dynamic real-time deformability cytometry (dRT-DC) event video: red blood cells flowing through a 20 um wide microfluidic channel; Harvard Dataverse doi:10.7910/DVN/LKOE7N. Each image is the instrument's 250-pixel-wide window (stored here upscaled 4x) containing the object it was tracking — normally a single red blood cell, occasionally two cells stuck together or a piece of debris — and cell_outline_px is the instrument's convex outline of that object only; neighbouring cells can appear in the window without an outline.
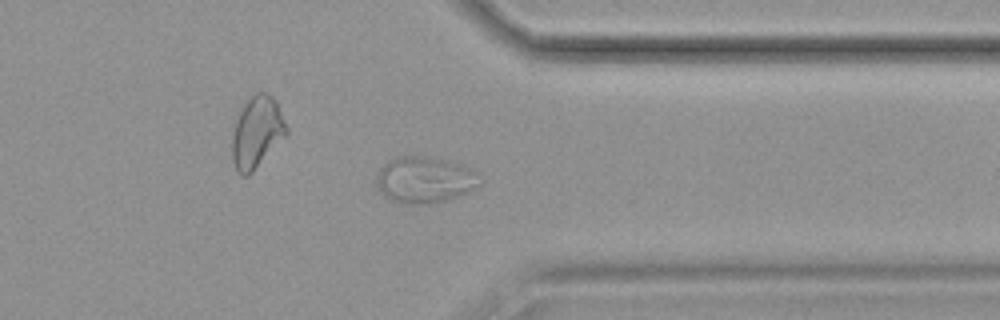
{"species": "common noctule bat (a hibernating species)", "species_latin": "Nyctalus noctula", "temperature_condition": "cold", "stored_images_in_passage": 57, "segment_of_instrument_passage": [2, 3], "camera_frame_rate_fps": 3000, "um_per_image_px": 0.085, "animal": {"sex": "female", "body_mass_g": 19.9}, "frame": {"image": 1, "passage_image": 44, "time_ms": 14.333, "image_size_px": [1000, 320], "cell_outline_px": [[484, 180], [480, 184], [468, 192], [444, 200], [428, 204], [408, 204], [388, 200], [380, 192], [376, 184], [376, 180], [380, 168], [388, 160], [396, 156], [424, 156], [448, 160], [464, 164], [480, 172]], "centroid_in_image_um": [36.14, 15.27], "position_along_channel_um": 375.3, "area_um2": 28.5}}
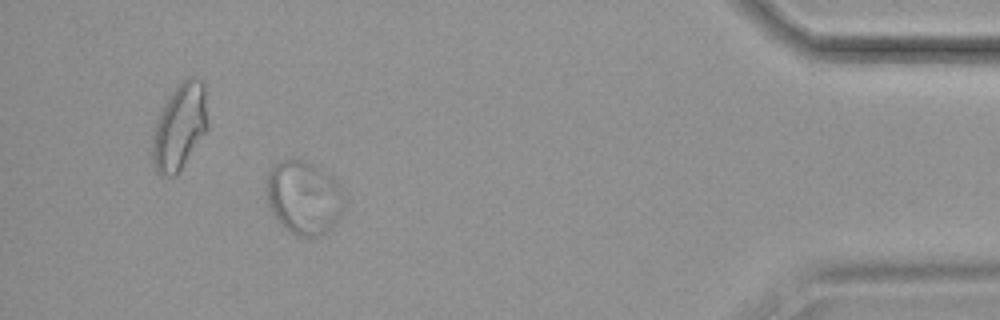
{"frame": {"image": 2, "passage_image": 51, "time_ms": 16.667, "image_size_px": [1000, 320], "cell_outline_px": [[344, 208], [340, 216], [332, 228], [320, 236], [300, 236], [292, 232], [280, 224], [268, 204], [268, 168], [272, 164], [288, 156], [304, 160], [316, 164], [332, 176], [340, 188]], "centroid_in_image_um": [25.82, 16.73], "position_along_channel_um": 409.4, "area_um2": 33.52}}